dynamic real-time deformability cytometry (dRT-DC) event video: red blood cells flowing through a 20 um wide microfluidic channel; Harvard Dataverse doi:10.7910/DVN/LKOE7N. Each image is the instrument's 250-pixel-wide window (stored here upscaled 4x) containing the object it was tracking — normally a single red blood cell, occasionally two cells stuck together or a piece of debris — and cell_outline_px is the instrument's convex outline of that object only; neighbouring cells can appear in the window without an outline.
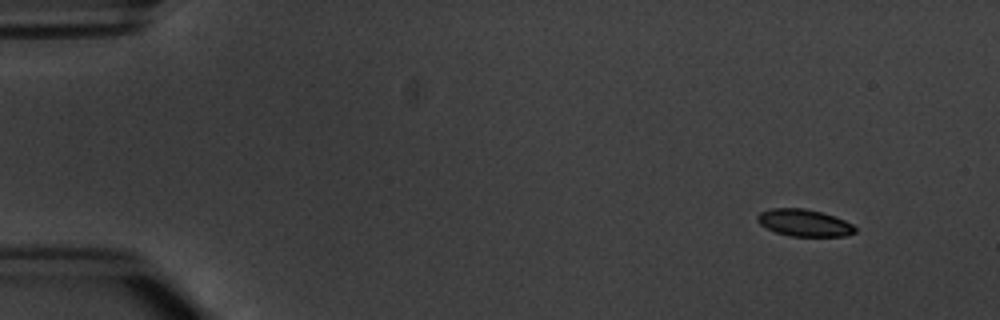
{"species": "common noctule bat (a hibernating species)", "species_latin": "Nyctalus noctula", "temperature_condition": "warm", "stored_images_in_passage": 4, "camera_frame_rate_fps": 3000, "um_per_image_px": 0.085, "animal": {"sex": "male", "body_mass_g": 20.1, "forearm_length_mm": 53.5}, "frame": {"image": 1, "passage_image": 1, "time_ms": 0.0, "image_size_px": [1000, 320], "cell_outline_px": [[856, 232], [844, 236], [792, 236], [776, 232], [760, 224], [756, 220], [756, 216], [760, 212], [772, 208], [804, 208], [836, 216], [852, 224], [856, 228]], "centroid_in_image_um": [68.36, 18.93], "position_along_channel_um": 16.6, "area_um2": 15.32}}
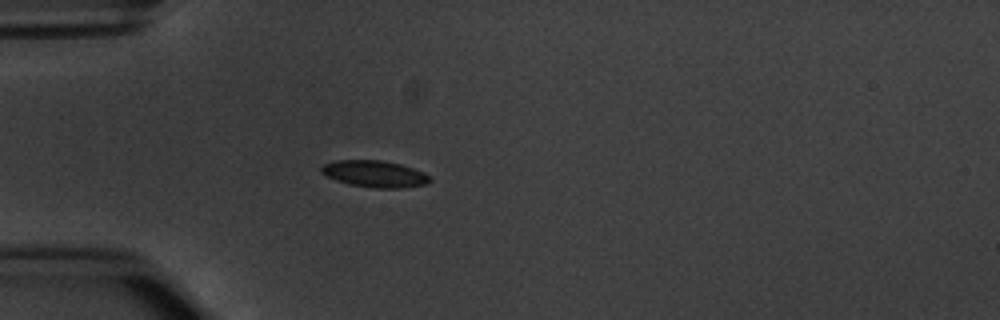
{"frame": {"image": 2, "passage_image": 4, "time_ms": 3.667, "image_size_px": [1000, 320], "cell_outline_px": [[432, 180], [428, 184], [400, 188], [376, 188], [348, 184], [324, 176], [320, 172], [320, 168], [324, 164], [336, 160], [380, 160], [400, 164], [424, 172], [432, 176]], "centroid_in_image_um": [31.85, 14.78], "position_along_channel_um": 53.1, "area_um2": 17.05}}